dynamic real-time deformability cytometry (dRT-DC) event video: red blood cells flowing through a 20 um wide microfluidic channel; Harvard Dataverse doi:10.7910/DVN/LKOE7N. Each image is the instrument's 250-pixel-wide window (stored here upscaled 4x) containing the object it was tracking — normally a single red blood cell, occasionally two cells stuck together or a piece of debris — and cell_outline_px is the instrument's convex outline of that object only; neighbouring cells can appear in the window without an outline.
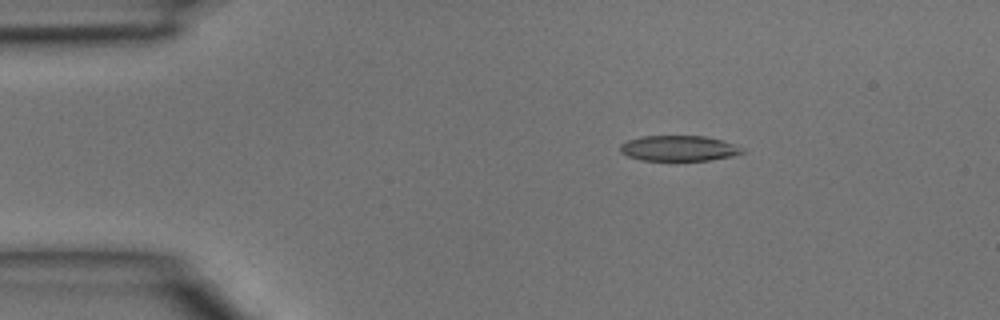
{"species": "common noctule bat (a hibernating species)", "species_latin": "Nyctalus noctula", "temperature_condition": "room temperature", "stored_images_in_passage": 4, "camera_frame_rate_fps": 3000, "um_per_image_px": 0.085, "animal": {"sex": "male", "body_mass_g": 15.6}, "frame": {"image": 1, "passage_image": 1, "time_ms": 0.0, "image_size_px": [1000, 320], "cell_outline_px": [[744, 152], [732, 156], [712, 160], [640, 160], [628, 156], [620, 152], [620, 144], [628, 140], [644, 136], [704, 136], [724, 140], [744, 148]], "centroid_in_image_um": [57.72, 12.6], "position_along_channel_um": 27.3, "area_um2": 18.15}}
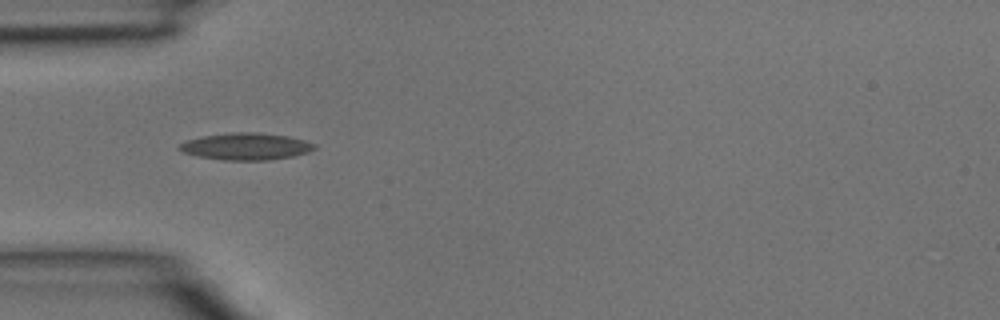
{"frame": {"image": 2, "passage_image": 2, "time_ms": 0.333, "image_size_px": [1000, 320], "cell_outline_px": [[316, 148], [308, 152], [292, 156], [268, 160], [224, 160], [196, 156], [184, 152], [176, 148], [184, 140], [200, 136], [232, 132], [256, 132], [288, 136], [304, 140], [316, 144]], "centroid_in_image_um": [20.87, 12.44], "position_along_channel_um": 64.1, "area_um2": 21.33}}